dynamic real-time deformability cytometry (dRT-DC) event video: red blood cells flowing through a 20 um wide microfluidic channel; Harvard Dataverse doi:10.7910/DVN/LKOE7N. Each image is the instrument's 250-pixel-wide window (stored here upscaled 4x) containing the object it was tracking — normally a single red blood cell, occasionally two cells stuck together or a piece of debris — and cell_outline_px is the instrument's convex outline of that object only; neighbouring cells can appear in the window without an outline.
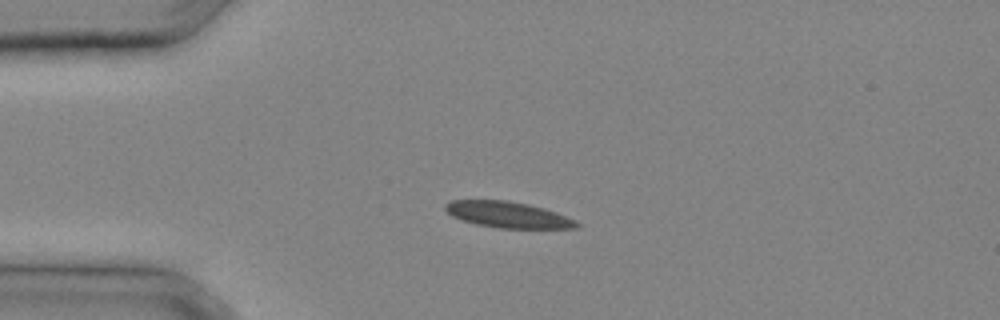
{"species": "common noctule bat (a hibernating species)", "species_latin": "Nyctalus noctula", "temperature_condition": "cold", "stored_images_in_passage": 11, "camera_frame_rate_fps": 3000, "um_per_image_px": 0.085, "animal": {"sex": "male", "body_mass_g": 20.4}, "frame": {"image": 1, "passage_image": 7, "time_ms": 2.0, "image_size_px": [1000, 320], "cell_outline_px": [[580, 228], [500, 228], [476, 224], [452, 216], [444, 208], [444, 204], [452, 200], [508, 200], [528, 204], [544, 208], [556, 212], [576, 220], [580, 224]], "centroid_in_image_um": [43.2, 18.24], "position_along_channel_um": 41.8, "area_um2": 19.94}}